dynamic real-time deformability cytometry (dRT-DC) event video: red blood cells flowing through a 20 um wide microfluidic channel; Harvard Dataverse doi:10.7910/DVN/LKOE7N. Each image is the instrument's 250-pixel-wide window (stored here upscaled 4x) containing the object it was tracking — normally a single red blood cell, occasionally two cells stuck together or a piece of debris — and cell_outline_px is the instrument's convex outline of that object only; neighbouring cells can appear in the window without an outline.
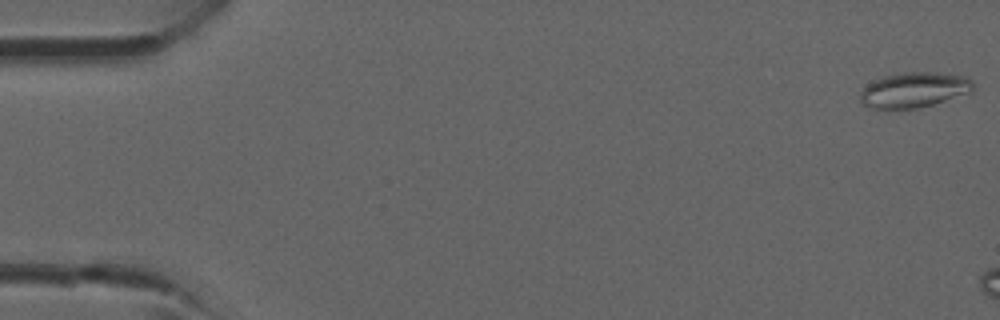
{"species": "common noctule bat (a hibernating species)", "species_latin": "Nyctalus noctula", "temperature_condition": "room temperature", "stored_images_in_passage": 6, "camera_frame_rate_fps": 3000, "um_per_image_px": 0.085, "animal": {"sex": "male", "forearm_length_mm": 52.5}, "frame": {"image": 1, "passage_image": 1, "time_ms": 0.0, "image_size_px": [1000, 320], "cell_outline_px": [[972, 92], [920, 108], [872, 108], [864, 104], [860, 100], [860, 92], [872, 80], [884, 76], [904, 72], [936, 72], [968, 76], [972, 80]], "centroid_in_image_um": [77.71, 7.62], "position_along_channel_um": 7.3, "area_um2": 23.18}}